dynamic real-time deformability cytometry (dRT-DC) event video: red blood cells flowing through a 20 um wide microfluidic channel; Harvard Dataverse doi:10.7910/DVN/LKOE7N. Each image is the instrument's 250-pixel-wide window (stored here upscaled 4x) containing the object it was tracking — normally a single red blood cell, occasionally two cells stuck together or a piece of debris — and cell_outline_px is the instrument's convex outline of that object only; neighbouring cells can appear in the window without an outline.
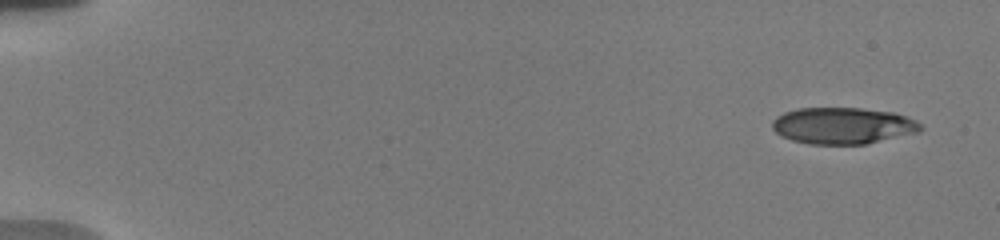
{"species": "human", "species_latin": "Homo sapiens", "temperature_condition": "warm", "stored_images_in_passage": 28, "camera_frame_rate_fps": 3000, "um_per_image_px": 0.085, "donor": {"sex": "male"}, "frame": {"image": 1, "passage_image": 1, "time_ms": 0.0, "image_size_px": [1000, 240], "cell_outline_px": [[924, 128], [920, 132], [864, 144], [808, 144], [792, 140], [780, 136], [772, 128], [772, 120], [776, 116], [784, 112], [796, 108], [860, 108], [892, 112], [916, 120]], "centroid_in_image_um": [71.62, 10.68], "position_along_channel_um": 13.4, "area_um2": 31.67}}
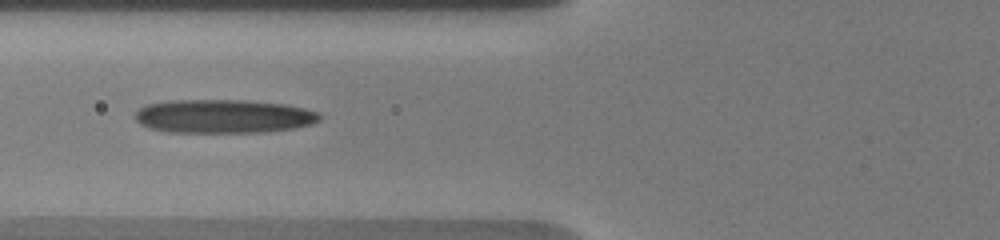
{"frame": {"image": 2, "passage_image": 7, "time_ms": 6.667, "image_size_px": [1000, 240], "cell_outline_px": [[320, 120], [312, 124], [296, 128], [264, 132], [168, 132], [148, 128], [140, 124], [136, 120], [136, 112], [140, 108], [148, 104], [168, 100], [248, 100], [284, 104], [304, 108], [316, 112], [320, 116]], "centroid_in_image_um": [18.99, 9.88], "position_along_channel_um": 106.8, "area_um2": 36.3}}
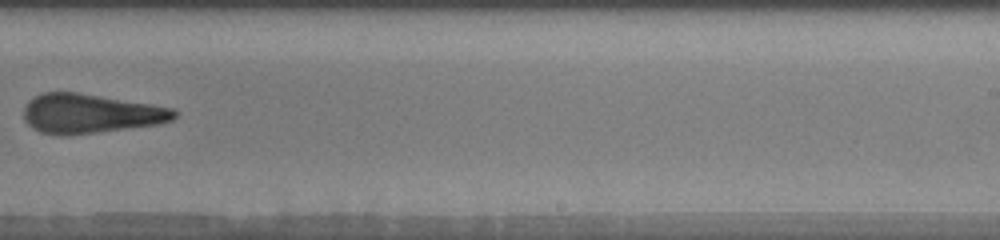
{"frame": {"image": 3, "passage_image": 14, "time_ms": 11.333, "image_size_px": [1000, 240], "cell_outline_px": [[180, 112], [172, 120], [160, 124], [64, 136], [60, 136], [40, 132], [32, 128], [24, 120], [24, 108], [28, 100], [44, 92], [76, 92], [152, 104], [172, 108]], "centroid_in_image_um": [7.68, 9.66], "position_along_channel_um": 281.3, "area_um2": 34.56}, "authors_computed_cell_mechanics": {"area_um2": 33.9575, "velocity_mm_per_s": 3.7402, "shape_relaxation_time_tau1_ms": null, "shape_relaxation_time_tau2_ms": 2.8886, "deformation_change_tau1": null, "deformation_change_tau2": 0.143}}